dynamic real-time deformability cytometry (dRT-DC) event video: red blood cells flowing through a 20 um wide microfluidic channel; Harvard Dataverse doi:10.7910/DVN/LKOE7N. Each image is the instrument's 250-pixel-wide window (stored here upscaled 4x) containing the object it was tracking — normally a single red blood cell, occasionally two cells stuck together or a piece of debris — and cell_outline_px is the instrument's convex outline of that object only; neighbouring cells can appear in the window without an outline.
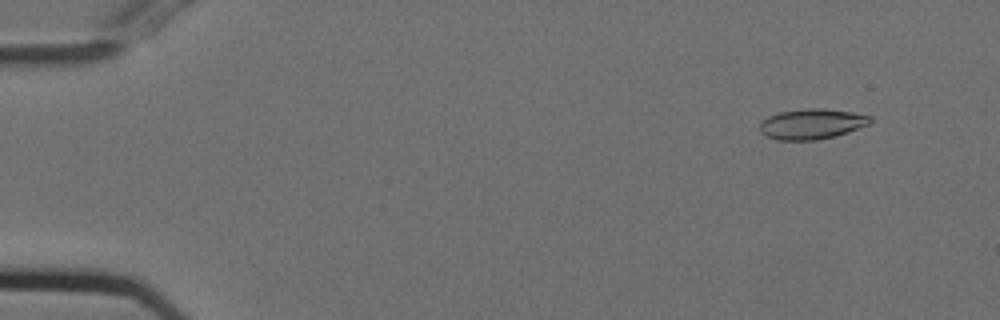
{"species": "Egyptian fruit bat (a non-hibernating species)", "species_latin": "Rousettus aegyptiacus", "temperature_condition": "cold", "stored_images_in_passage": 55, "camera_frame_rate_fps": 3000, "um_per_image_px": 0.085, "animal": {"sex": "female"}, "frame": {"image": 1, "passage_image": 5, "time_ms": 1.333, "image_size_px": [1000, 320], "cell_outline_px": [[872, 120], [868, 124], [848, 132], [836, 136], [816, 140], [776, 140], [760, 132], [760, 124], [768, 116], [780, 112], [804, 108], [820, 108], [852, 112], [872, 116]], "centroid_in_image_um": [69.0, 10.53], "position_along_channel_um": 16.0, "area_um2": 19.48}}
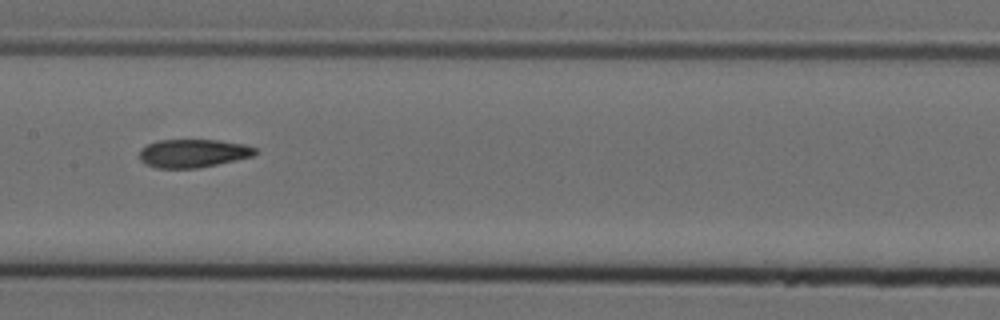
{"frame": {"image": 2, "passage_image": 28, "time_ms": 9.0, "image_size_px": [1000, 320], "cell_outline_px": [[260, 152], [252, 156], [236, 160], [196, 168], [156, 168], [144, 164], [140, 160], [140, 148], [156, 140], [220, 140], [244, 144], [256, 148]], "centroid_in_image_um": [16.4, 13.02], "position_along_channel_um": 191.0, "area_um2": 19.19}}
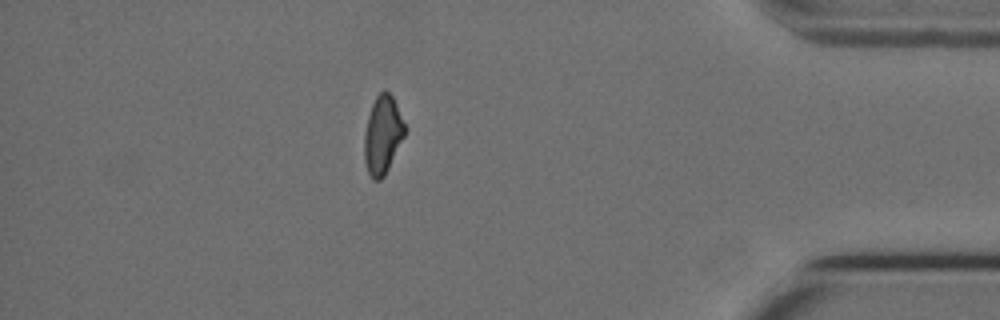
{"frame": {"image": 3, "passage_image": 48, "time_ms": 15.667, "image_size_px": [1000, 320], "cell_outline_px": [[404, 136], [384, 176], [380, 180], [372, 180], [368, 172], [364, 160], [364, 136], [368, 116], [372, 104], [376, 96], [380, 92], [388, 92], [392, 96], [396, 104], [404, 124]], "centroid_in_image_um": [32.49, 11.49], "position_along_channel_um": 402.7, "area_um2": 18.03}, "authors_computed_cell_mechanics": {"area_um2": 19.4786, "velocity_mm_per_s": 3.7488, "shape_relaxation_time_tau1_ms": null, "shape_relaxation_time_tau2_ms": 3.721, "deformation_change_tau1": null, "deformation_change_tau2": 0.1087}}